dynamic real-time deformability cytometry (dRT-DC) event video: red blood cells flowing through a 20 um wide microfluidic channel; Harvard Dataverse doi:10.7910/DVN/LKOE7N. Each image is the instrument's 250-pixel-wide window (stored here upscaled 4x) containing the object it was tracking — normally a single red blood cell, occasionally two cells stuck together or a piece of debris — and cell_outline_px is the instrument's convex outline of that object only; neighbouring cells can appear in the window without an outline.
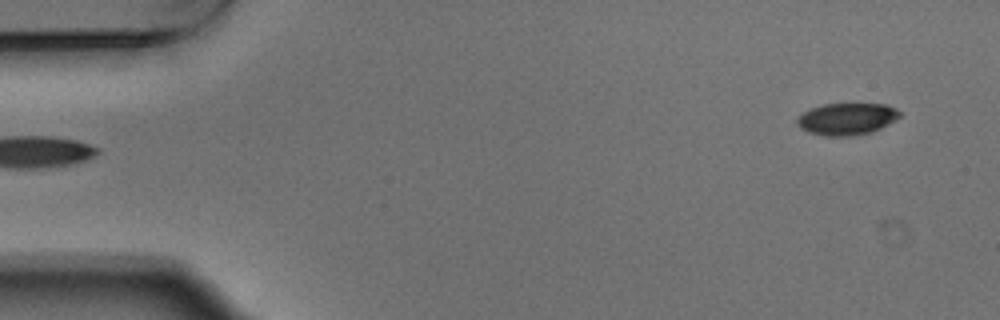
{"species": "Egyptian fruit bat (a non-hibernating species)", "species_latin": "Rousettus aegyptiacus", "temperature_condition": "warm", "stored_images_in_passage": 5, "camera_frame_rate_fps": 3000, "um_per_image_px": 0.085, "animal": {"sex": "male"}, "frame": {"image": 1, "passage_image": 1, "time_ms": 0.0, "image_size_px": [1000, 320], "cell_outline_px": [[900, 116], [896, 120], [872, 132], [852, 136], [824, 136], [808, 132], [800, 128], [796, 120], [804, 112], [820, 104], [888, 104], [896, 108], [900, 112]], "centroid_in_image_um": [71.99, 10.11], "position_along_channel_um": 13.0, "area_um2": 19.13}}
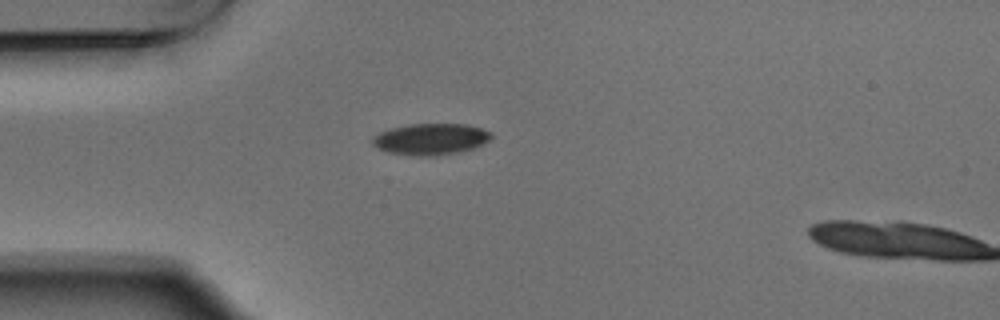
{"frame": {"image": 2, "passage_image": 4, "time_ms": 1.0, "image_size_px": [1000, 320], "cell_outline_px": [[492, 136], [488, 140], [472, 148], [456, 152], [436, 156], [416, 156], [388, 152], [376, 148], [372, 144], [372, 136], [380, 132], [392, 128], [408, 124], [464, 124], [480, 128], [492, 132]], "centroid_in_image_um": [36.55, 11.82], "position_along_channel_um": 48.4, "area_um2": 21.56}}